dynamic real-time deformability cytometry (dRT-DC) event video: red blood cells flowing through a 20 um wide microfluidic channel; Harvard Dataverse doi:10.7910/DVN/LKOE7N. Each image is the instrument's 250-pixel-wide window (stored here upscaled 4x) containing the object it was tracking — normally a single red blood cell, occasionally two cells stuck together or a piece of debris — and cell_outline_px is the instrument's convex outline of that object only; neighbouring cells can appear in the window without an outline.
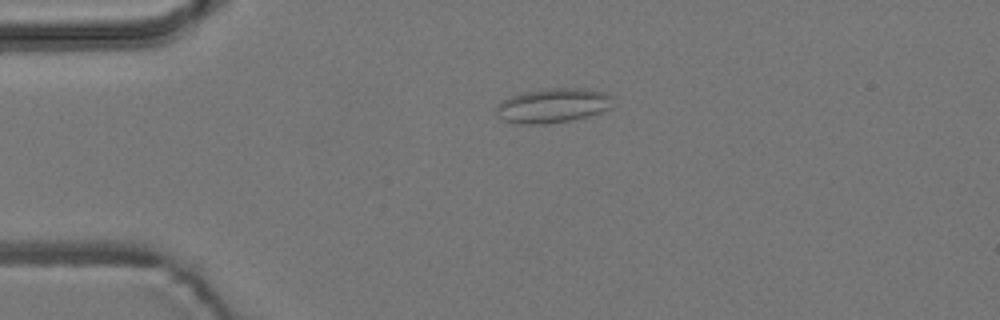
{"species": "common noctule bat (a hibernating species)", "species_latin": "Nyctalus noctula", "temperature_condition": "room temperature", "stored_images_in_passage": 3, "camera_frame_rate_fps": 3000, "um_per_image_px": 0.085, "animal": {"sex": "male", "body_mass_g": 19.2, "forearm_length_mm": 51.8}, "frame": {"image": 1, "passage_image": 2, "time_ms": 1.333, "image_size_px": [1000, 320], "cell_outline_px": [[612, 96], [608, 108], [600, 112], [588, 116], [572, 120], [548, 124], [520, 124], [504, 120], [496, 112], [496, 104], [500, 100], [524, 92], [552, 88], [584, 88], [608, 92]], "centroid_in_image_um": [46.98, 8.97], "position_along_channel_um": 38.0, "area_um2": 23.41}}